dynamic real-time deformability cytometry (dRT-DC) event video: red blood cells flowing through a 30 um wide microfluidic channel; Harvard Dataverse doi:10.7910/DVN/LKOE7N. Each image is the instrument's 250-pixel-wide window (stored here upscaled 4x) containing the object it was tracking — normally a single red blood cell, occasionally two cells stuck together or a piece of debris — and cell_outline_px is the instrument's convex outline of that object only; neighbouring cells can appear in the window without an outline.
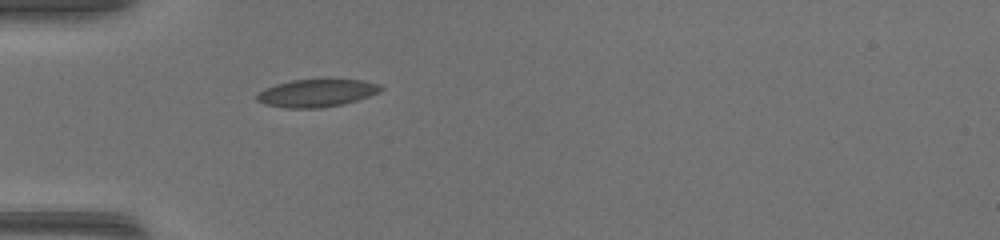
{"species": "common noctule bat (a hibernating species)", "species_latin": "Nyctalus noctula", "temperature_condition": "warm", "stored_images_in_passage": 34, "camera_frame_rate_fps": 3000, "um_per_image_px": 0.085, "animal": {"sex": "female", "body_mass_g": 17.0, "forearm_length_mm": 48.0}, "frame": {"image": 1, "passage_image": 1, "time_ms": 0.0, "image_size_px": [1000, 240], "cell_outline_px": [[384, 88], [380, 92], [344, 104], [320, 108], [284, 108], [264, 104], [256, 100], [256, 92], [264, 88], [276, 84], [292, 80], [324, 76], [364, 80], [380, 84]], "centroid_in_image_um": [26.93, 7.85], "position_along_channel_um": 58.1, "area_um2": 21.1}}
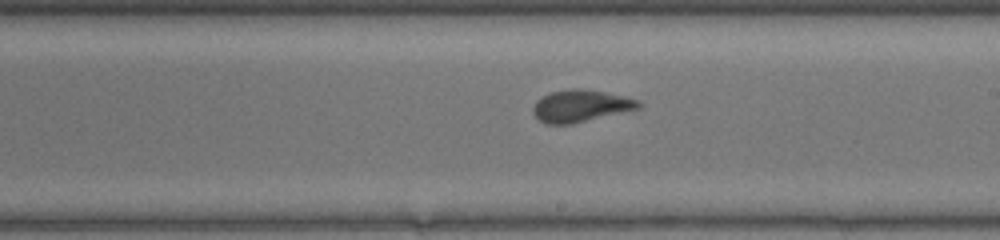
{"frame": {"image": 2, "passage_image": 14, "time_ms": 4.333, "image_size_px": [1000, 240], "cell_outline_px": [[644, 104], [640, 108], [572, 124], [548, 124], [540, 120], [532, 112], [532, 108], [536, 100], [540, 96], [552, 92], [572, 88], [580, 88], [604, 92], [624, 96], [640, 100]], "centroid_in_image_um": [49.36, 8.99], "position_along_channel_um": 239.6, "area_um2": 19.77}}
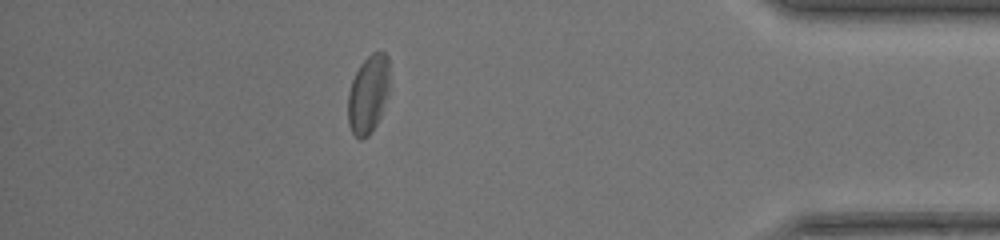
{"frame": {"image": 3, "passage_image": 28, "time_ms": 9.0, "image_size_px": [1000, 240], "cell_outline_px": [[388, 92], [380, 116], [376, 124], [368, 136], [360, 140], [352, 132], [348, 124], [348, 92], [352, 80], [360, 64], [372, 52], [384, 52], [388, 56]], "centroid_in_image_um": [31.28, 8.01], "position_along_channel_um": 403.9, "area_um2": 18.79}, "authors_computed_cell_mechanics": {"area_um2": 19.652, "velocity_mm_per_s": 4.3644, "shape_relaxation_time_tau1_ms": 6.0945, "shape_relaxation_time_tau2_ms": 0.9625, "deformation_change_tau1": 0.16, "deformation_change_tau2": 0.0695}}